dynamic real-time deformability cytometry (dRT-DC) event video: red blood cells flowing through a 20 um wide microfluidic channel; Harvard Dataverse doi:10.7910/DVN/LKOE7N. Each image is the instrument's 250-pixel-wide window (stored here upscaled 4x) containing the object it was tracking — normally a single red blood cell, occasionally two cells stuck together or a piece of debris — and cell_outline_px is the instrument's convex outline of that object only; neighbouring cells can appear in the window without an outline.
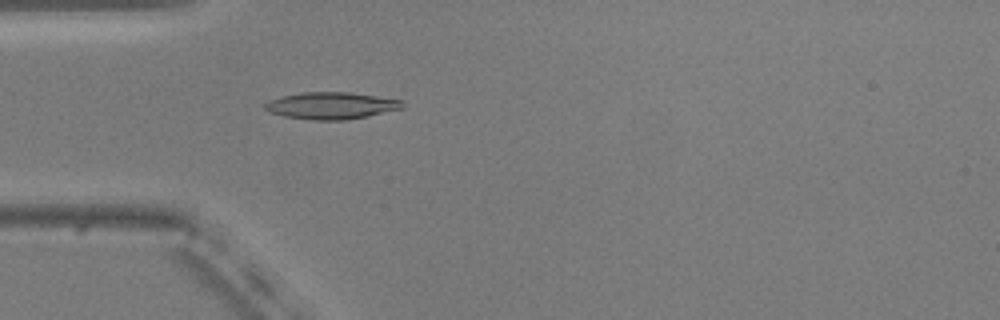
{"species": "common noctule bat (a hibernating species)", "species_latin": "Nyctalus noctula", "temperature_condition": "warm", "stored_images_in_passage": 32, "camera_frame_rate_fps": 3000, "um_per_image_px": 0.085, "animal": {"sex": "male", "body_mass_g": 20.5, "forearm_length_mm": 52.5}, "frame": {"image": 1, "passage_image": 16, "time_ms": 5.0, "image_size_px": [1000, 320], "cell_outline_px": [[404, 108], [368, 116], [344, 120], [312, 120], [284, 116], [268, 112], [264, 108], [264, 104], [268, 100], [280, 96], [300, 92], [348, 92], [404, 100]], "centroid_in_image_um": [28.14, 8.97], "position_along_channel_um": 56.9, "area_um2": 21.79}}
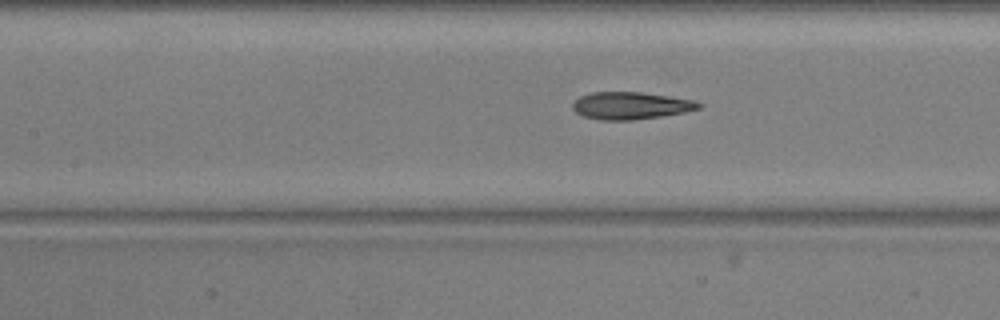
{"frame": {"image": 2, "passage_image": 24, "time_ms": 7.667, "image_size_px": [1000, 320], "cell_outline_px": [[704, 104], [700, 108], [684, 112], [660, 116], [632, 120], [600, 120], [584, 116], [576, 112], [572, 108], [572, 104], [580, 96], [592, 92], [640, 92], [696, 100]], "centroid_in_image_um": [53.63, 8.97], "position_along_channel_um": 153.8, "area_um2": 20.0}}
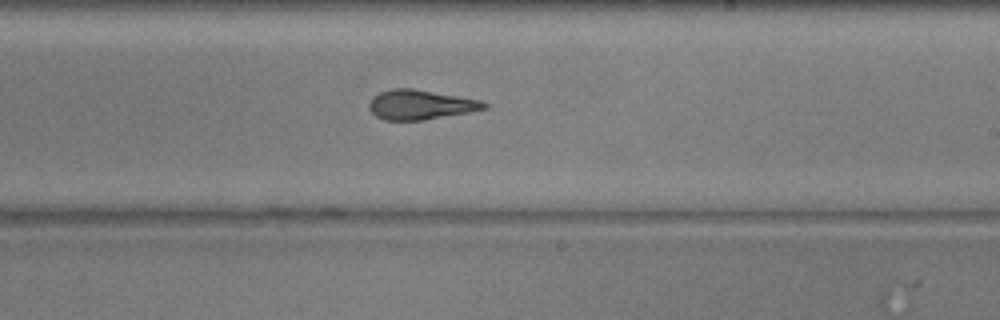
{"frame": {"image": 3, "passage_image": 32, "time_ms": 10.333, "image_size_px": [1000, 320], "cell_outline_px": [[488, 108], [468, 112], [424, 120], [384, 120], [376, 116], [368, 108], [368, 104], [372, 96], [380, 92], [392, 88], [412, 88], [480, 100], [488, 104]], "centroid_in_image_um": [35.7, 8.9], "position_along_channel_um": 253.3, "area_um2": 19.83}}